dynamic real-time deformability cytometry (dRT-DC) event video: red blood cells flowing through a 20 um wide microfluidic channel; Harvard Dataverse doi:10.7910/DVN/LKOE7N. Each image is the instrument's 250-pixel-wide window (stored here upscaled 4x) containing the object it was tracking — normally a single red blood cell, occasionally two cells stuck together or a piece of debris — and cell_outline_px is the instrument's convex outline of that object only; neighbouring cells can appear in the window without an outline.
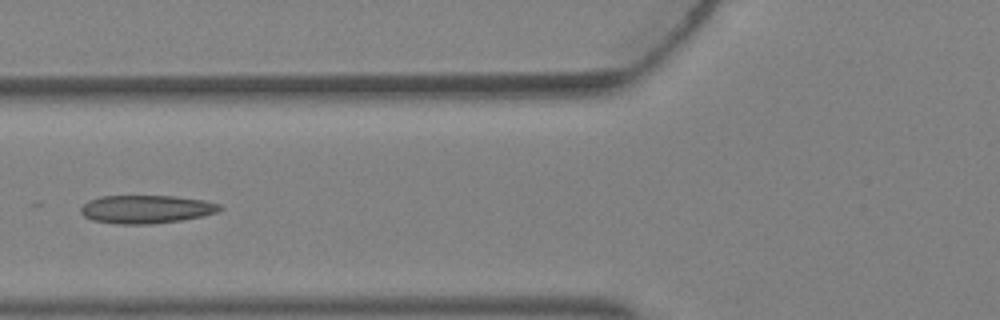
{"species": "Egyptian fruit bat (a non-hibernating species)", "species_latin": "Rousettus aegyptiacus", "temperature_condition": "warm", "stored_images_in_passage": 5, "camera_frame_rate_fps": 3000, "um_per_image_px": 0.085, "animal": {"sex": "female"}, "frame": {"image": 1, "passage_image": 5, "time_ms": 1.333, "image_size_px": [1000, 320], "cell_outline_px": [[224, 208], [220, 212], [180, 220], [152, 224], [116, 224], [92, 220], [84, 216], [80, 212], [80, 208], [88, 200], [100, 196], [176, 196], [204, 200], [220, 204]], "centroid_in_image_um": [12.43, 17.78], "position_along_channel_um": 113.4, "area_um2": 23.0}}